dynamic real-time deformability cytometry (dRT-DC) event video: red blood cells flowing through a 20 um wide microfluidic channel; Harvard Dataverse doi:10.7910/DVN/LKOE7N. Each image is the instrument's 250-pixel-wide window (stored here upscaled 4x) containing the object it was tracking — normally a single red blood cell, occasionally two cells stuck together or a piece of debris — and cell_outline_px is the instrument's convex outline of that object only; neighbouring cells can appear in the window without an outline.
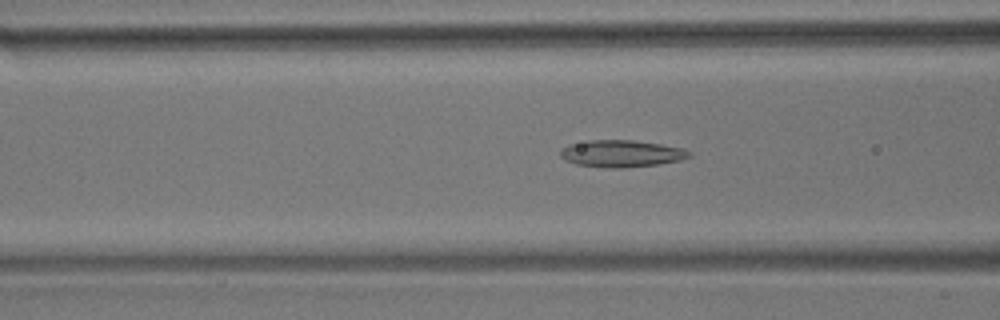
{"species": "common noctule bat (a hibernating species)", "species_latin": "Nyctalus noctula", "temperature_condition": "room temperature", "stored_images_in_passage": 48, "camera_frame_rate_fps": 3000, "um_per_image_px": 0.085, "animal": {"sex": "male", "body_mass_g": 17.9}, "frame": {"image": 1, "passage_image": 21, "time_ms": 6.667, "image_size_px": [1000, 320], "cell_outline_px": [[692, 156], [680, 160], [660, 164], [620, 168], [608, 168], [576, 164], [564, 160], [560, 156], [560, 148], [568, 144], [588, 140], [632, 140], [660, 144], [684, 148], [692, 152]], "centroid_in_image_um": [52.81, 13.05], "position_along_channel_um": 113.8, "area_um2": 20.46}}
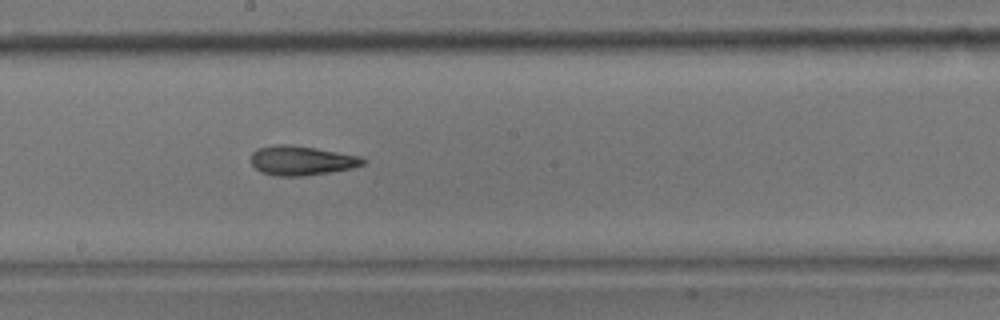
{"frame": {"image": 2, "passage_image": 30, "time_ms": 9.667, "image_size_px": [1000, 320], "cell_outline_px": [[368, 160], [364, 164], [352, 168], [304, 176], [276, 176], [260, 172], [252, 164], [252, 152], [256, 148], [276, 144], [288, 144], [316, 148], [360, 156]], "centroid_in_image_um": [25.62, 13.64], "position_along_channel_um": 222.6, "area_um2": 19.25}}
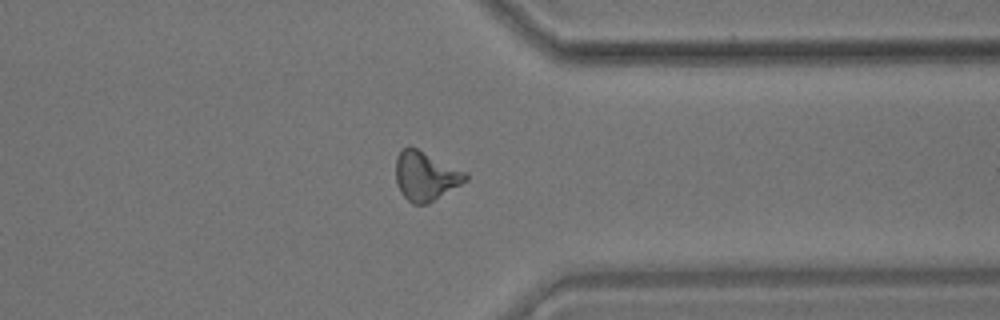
{"frame": {"image": 3, "passage_image": 43, "time_ms": 14.0, "image_size_px": [1000, 320], "cell_outline_px": [[468, 180], [428, 204], [412, 204], [400, 192], [396, 184], [396, 156], [400, 148], [416, 148], [468, 172]], "centroid_in_image_um": [36.18, 14.97], "position_along_channel_um": 375.2, "area_um2": 20.06}}